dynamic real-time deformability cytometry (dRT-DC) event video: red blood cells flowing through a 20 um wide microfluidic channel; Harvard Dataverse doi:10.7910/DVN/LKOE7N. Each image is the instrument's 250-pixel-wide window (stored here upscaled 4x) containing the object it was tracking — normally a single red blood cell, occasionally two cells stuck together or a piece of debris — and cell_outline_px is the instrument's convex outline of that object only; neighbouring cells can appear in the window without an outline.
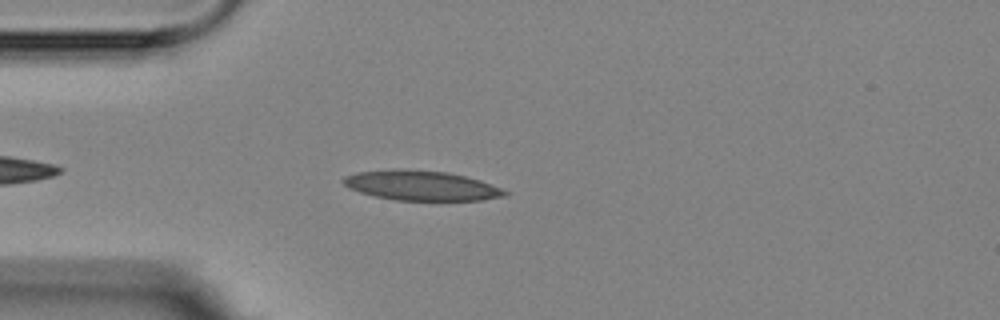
{"species": "Egyptian fruit bat (a non-hibernating species)", "species_latin": "Rousettus aegyptiacus", "temperature_condition": "room temperature", "stored_images_in_passage": 9, "camera_frame_rate_fps": 3000, "um_per_image_px": 0.085, "animal": {"sex": "female"}, "frame": {"image": 1, "passage_image": 3, "time_ms": 2.667, "image_size_px": [1000, 320], "cell_outline_px": [[512, 192], [504, 196], [480, 200], [396, 200], [376, 196], [360, 192], [348, 188], [340, 180], [344, 176], [360, 172], [448, 172], [480, 180]], "centroid_in_image_um": [35.89, 15.82], "position_along_channel_um": 49.1, "area_um2": 26.76}}
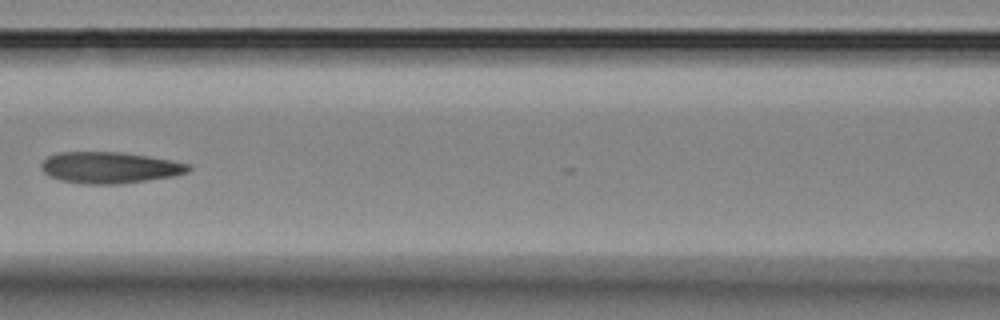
{"frame": {"image": 2, "passage_image": 6, "time_ms": 6.0, "image_size_px": [1000, 320], "cell_outline_px": [[192, 168], [188, 172], [172, 176], [120, 184], [80, 184], [60, 180], [48, 176], [40, 168], [40, 164], [48, 156], [56, 152], [120, 152], [148, 156], [172, 160], [188, 164]], "centroid_in_image_um": [9.28, 14.24], "position_along_channel_um": 157.3, "area_um2": 26.99}}
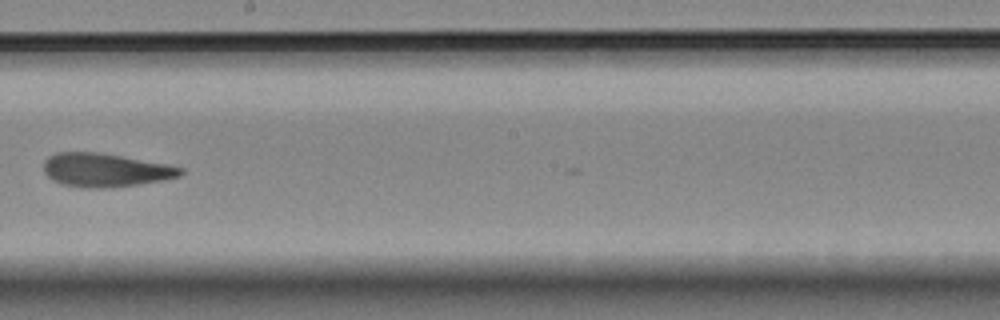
{"frame": {"image": 3, "passage_image": 8, "time_ms": 8.333, "image_size_px": [1000, 320], "cell_outline_px": [[184, 172], [180, 176], [164, 180], [112, 188], [88, 188], [60, 184], [52, 180], [44, 172], [44, 160], [48, 156], [56, 152], [100, 152], [168, 164], [184, 168]], "centroid_in_image_um": [8.95, 14.45], "position_along_channel_um": 239.2, "area_um2": 27.05}}